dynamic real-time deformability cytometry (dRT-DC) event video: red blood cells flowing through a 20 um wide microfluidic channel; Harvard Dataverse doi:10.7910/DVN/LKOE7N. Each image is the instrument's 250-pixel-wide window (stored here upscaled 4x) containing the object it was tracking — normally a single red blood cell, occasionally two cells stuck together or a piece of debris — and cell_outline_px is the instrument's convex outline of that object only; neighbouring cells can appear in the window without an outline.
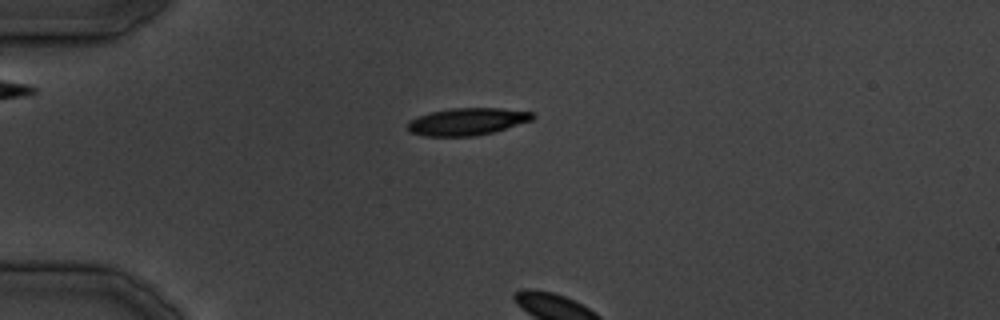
{"species": "common noctule bat (a hibernating species)", "species_latin": "Nyctalus noctula", "temperature_condition": "cold", "stored_images_in_passage": 5, "camera_frame_rate_fps": 3000, "um_per_image_px": 0.085, "animal": {"sex": "male", "body_mass_g": 19.5, "forearm_length_mm": 54.6}, "frame": {"image": 1, "passage_image": 3, "time_ms": 2.333, "image_size_px": [1000, 320], "cell_outline_px": [[536, 116], [532, 120], [492, 132], [476, 136], [428, 136], [408, 132], [408, 120], [432, 112], [452, 108], [500, 108], [532, 112]], "centroid_in_image_um": [39.71, 10.33], "position_along_channel_um": 45.3, "area_um2": 19.65}}